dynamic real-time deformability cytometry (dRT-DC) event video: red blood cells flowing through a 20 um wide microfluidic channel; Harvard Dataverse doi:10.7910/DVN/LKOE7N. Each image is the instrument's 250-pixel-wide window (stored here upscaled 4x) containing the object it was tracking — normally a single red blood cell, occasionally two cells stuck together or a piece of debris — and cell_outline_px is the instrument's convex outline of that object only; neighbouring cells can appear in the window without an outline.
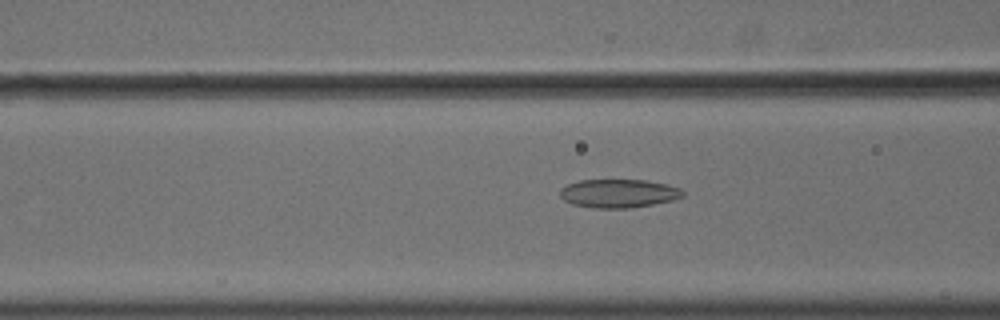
{"species": "common noctule bat (a hibernating species)", "species_latin": "Nyctalus noctula", "temperature_condition": "cold", "stored_images_in_passage": 57, "camera_frame_rate_fps": 3000, "um_per_image_px": 0.085, "animal": {"sex": "male", "body_mass_g": 18.8}, "frame": {"image": 1, "passage_image": 23, "time_ms": 7.333, "image_size_px": [1000, 320], "cell_outline_px": [[684, 196], [672, 200], [632, 208], [592, 208], [572, 204], [564, 200], [560, 196], [560, 188], [568, 184], [580, 180], [644, 180], [664, 184], [680, 188], [684, 192]], "centroid_in_image_um": [52.55, 16.44], "position_along_channel_um": 114.0, "area_um2": 20.35}}
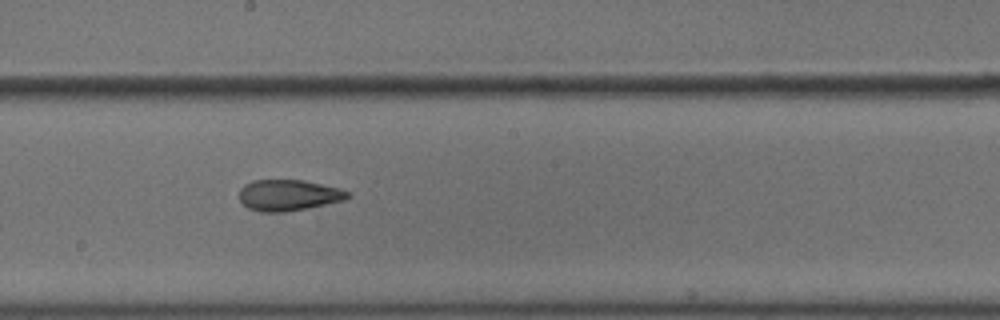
{"frame": {"image": 2, "passage_image": 32, "time_ms": 10.333, "image_size_px": [1000, 320], "cell_outline_px": [[352, 196], [344, 200], [308, 208], [284, 212], [260, 212], [248, 208], [240, 200], [240, 188], [244, 184], [252, 180], [304, 180], [340, 188], [348, 192]], "centroid_in_image_um": [24.52, 16.59], "position_along_channel_um": 223.7, "area_um2": 19.71}}
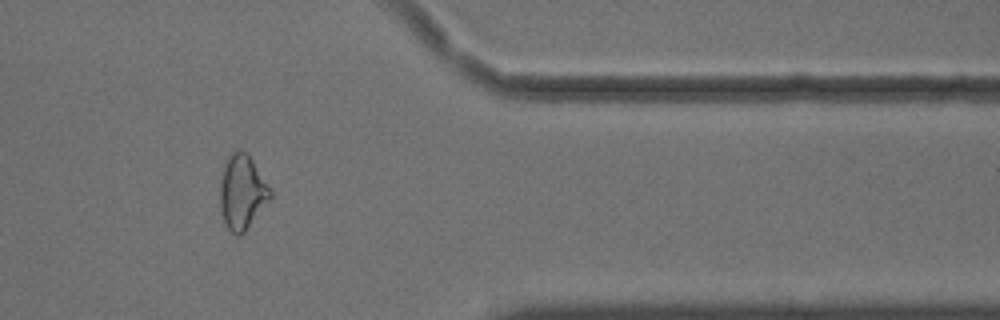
{"frame": {"image": 3, "passage_image": 47, "time_ms": 15.333, "image_size_px": [1000, 320], "cell_outline_px": [[272, 196], [244, 232], [240, 236], [236, 236], [224, 224], [220, 204], [220, 180], [224, 164], [228, 156], [236, 148], [240, 148], [252, 160], [272, 192]], "centroid_in_image_um": [20.55, 16.32], "position_along_channel_um": 390.9, "area_um2": 21.56}}